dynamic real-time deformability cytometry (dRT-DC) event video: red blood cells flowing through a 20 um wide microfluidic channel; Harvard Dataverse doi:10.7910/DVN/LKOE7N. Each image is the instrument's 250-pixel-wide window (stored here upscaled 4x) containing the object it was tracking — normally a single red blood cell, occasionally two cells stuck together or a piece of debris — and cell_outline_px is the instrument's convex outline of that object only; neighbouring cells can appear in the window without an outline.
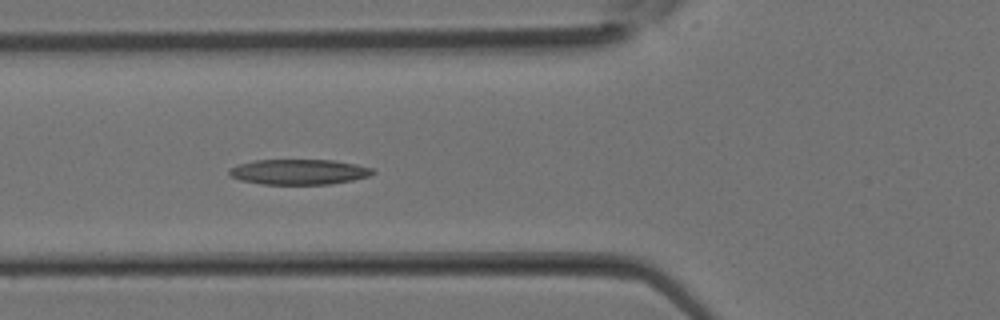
{"species": "Egyptian fruit bat (a non-hibernating species)", "species_latin": "Rousettus aegyptiacus", "temperature_condition": "room temperature", "stored_images_in_passage": 14, "camera_frame_rate_fps": 3000, "um_per_image_px": 0.085, "animal": {"sex": "female"}, "frame": {"image": 1, "passage_image": 12, "time_ms": 3.667, "image_size_px": [1000, 320], "cell_outline_px": [[376, 172], [368, 176], [352, 180], [332, 184], [260, 184], [240, 180], [232, 176], [228, 172], [228, 168], [236, 164], [252, 160], [332, 160], [356, 164], [372, 168]], "centroid_in_image_um": [25.37, 14.6], "position_along_channel_um": 100.4, "area_um2": 21.27}}
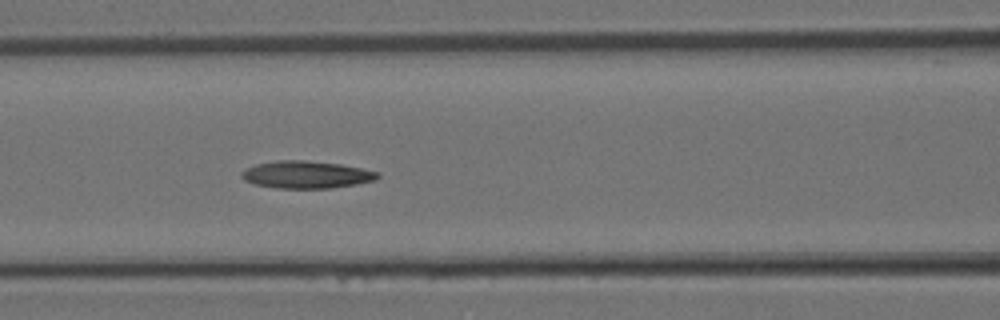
{"frame": {"image": 2, "passage_image": 14, "time_ms": 4.333, "image_size_px": [1000, 320], "cell_outline_px": [[380, 176], [376, 180], [356, 184], [332, 188], [276, 188], [256, 184], [244, 180], [240, 176], [240, 172], [256, 164], [276, 160], [304, 160], [340, 164], [380, 172]], "centroid_in_image_um": [26.04, 14.84], "position_along_channel_um": 140.6, "area_um2": 21.68}}